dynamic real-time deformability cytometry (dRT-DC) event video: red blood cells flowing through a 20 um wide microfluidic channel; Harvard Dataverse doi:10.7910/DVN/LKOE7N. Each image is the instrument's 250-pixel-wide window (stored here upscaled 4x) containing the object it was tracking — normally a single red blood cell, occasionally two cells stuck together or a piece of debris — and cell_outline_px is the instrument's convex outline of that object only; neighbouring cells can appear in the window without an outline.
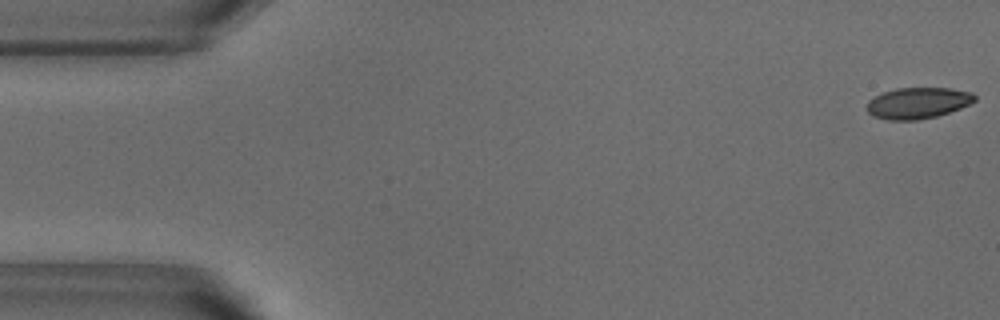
{"species": "common noctule bat (a hibernating species)", "species_latin": "Nyctalus noctula", "temperature_condition": "warm", "stored_images_in_passage": 52, "camera_frame_rate_fps": 3000, "um_per_image_px": 0.085, "animal": {"sex": "male", "body_mass_g": 18.8}, "frame": {"image": 1, "passage_image": 1, "time_ms": 0.0, "image_size_px": [1000, 320], "cell_outline_px": [[976, 100], [960, 108], [936, 116], [916, 120], [888, 120], [872, 116], [868, 112], [868, 100], [884, 92], [896, 88], [948, 88], [972, 92], [976, 96]], "centroid_in_image_um": [78.01, 8.75], "position_along_channel_um": 7.0, "area_um2": 19.42}}
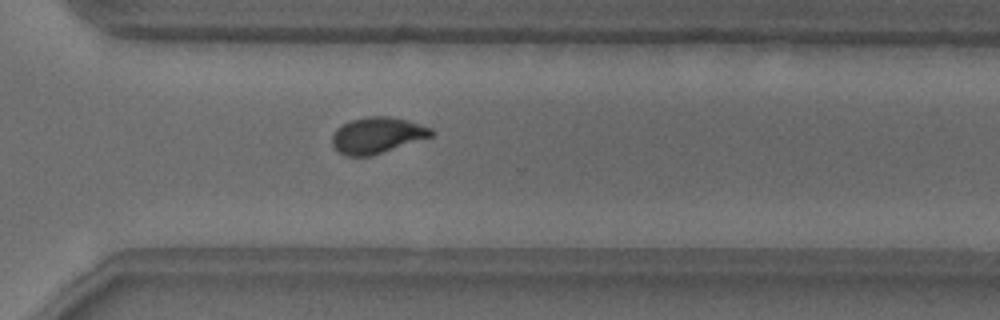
{"frame": {"image": 2, "passage_image": 37, "time_ms": 12.0, "image_size_px": [1000, 320], "cell_outline_px": [[436, 132], [432, 136], [368, 156], [344, 156], [332, 144], [332, 136], [336, 128], [352, 120], [368, 116], [392, 116], [432, 128]], "centroid_in_image_um": [32.05, 11.48], "position_along_channel_um": 338.6, "area_um2": 20.52}}
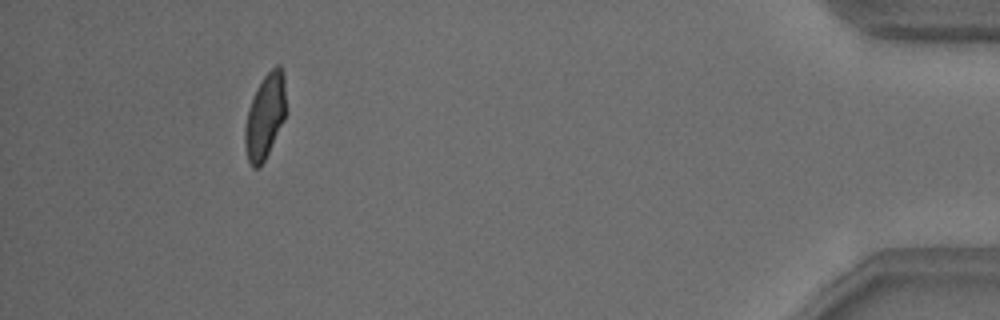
{"frame": {"image": 3, "passage_image": 48, "time_ms": 15.667, "image_size_px": [1000, 320], "cell_outline_px": [[288, 112], [260, 168], [252, 168], [248, 160], [244, 144], [244, 128], [248, 112], [256, 88], [264, 76], [276, 64], [280, 64], [284, 72]], "centroid_in_image_um": [22.57, 9.85], "position_along_channel_um": 412.6, "area_um2": 20.63}, "authors_computed_cell_mechanics": {"area_um2": 20.808, "velocity_mm_per_s": 3.8378, "shape_relaxation_time_tau1_ms": 6.0381, "shape_relaxation_time_tau2_ms": 0.7252, "deformation_change_tau1": 0.1522, "deformation_change_tau2": 0.0686}}